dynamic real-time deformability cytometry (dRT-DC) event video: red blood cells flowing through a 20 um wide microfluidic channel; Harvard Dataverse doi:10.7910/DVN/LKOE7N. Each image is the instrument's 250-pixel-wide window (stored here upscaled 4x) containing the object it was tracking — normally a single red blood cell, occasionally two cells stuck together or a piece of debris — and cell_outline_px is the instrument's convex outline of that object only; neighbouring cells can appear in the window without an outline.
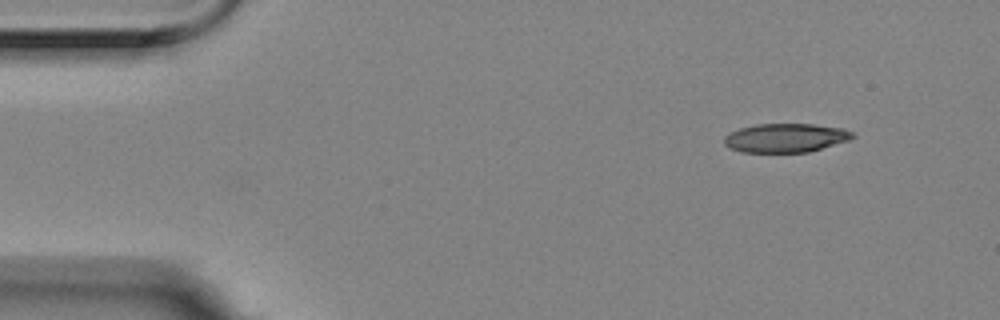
{"species": "Egyptian fruit bat (a non-hibernating species)", "species_latin": "Rousettus aegyptiacus", "temperature_condition": "room temperature", "stored_images_in_passage": 5, "camera_frame_rate_fps": 3000, "um_per_image_px": 0.085, "animal": {"sex": "female"}, "frame": {"image": 1, "passage_image": 1, "time_ms": 0.0, "image_size_px": [1000, 320], "cell_outline_px": [[856, 136], [848, 140], [808, 152], [744, 152], [732, 148], [724, 144], [724, 136], [740, 128], [756, 124], [812, 124], [844, 128], [852, 132]], "centroid_in_image_um": [66.79, 11.71], "position_along_channel_um": 18.2, "area_um2": 21.39}}
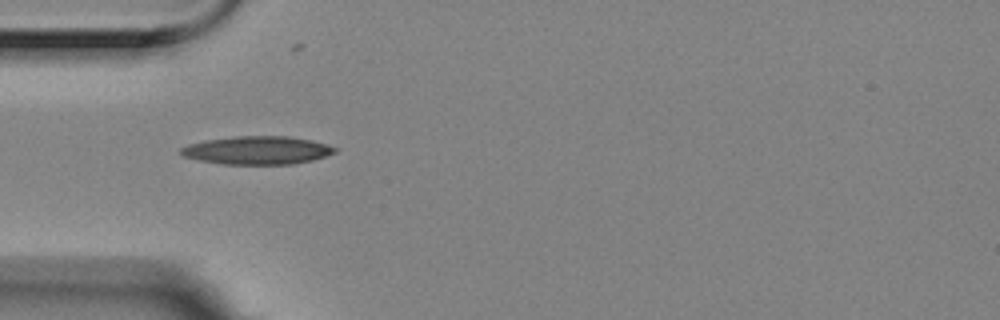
{"frame": {"image": 2, "passage_image": 4, "time_ms": 1.0, "image_size_px": [1000, 320], "cell_outline_px": [[336, 152], [312, 160], [292, 164], [224, 164], [200, 160], [184, 156], [180, 152], [180, 148], [188, 144], [204, 140], [236, 136], [288, 136], [312, 140], [328, 144], [336, 148]], "centroid_in_image_um": [21.87, 12.76], "position_along_channel_um": 63.1, "area_um2": 25.2}}
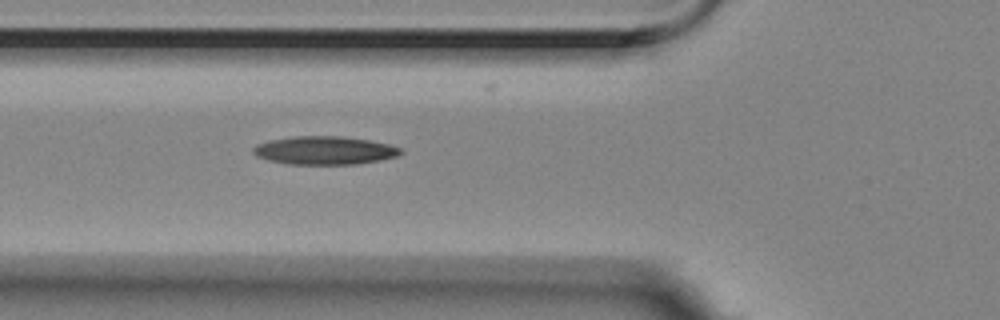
{"frame": {"image": 3, "passage_image": 5, "time_ms": 1.333, "image_size_px": [1000, 320], "cell_outline_px": [[404, 152], [396, 156], [380, 160], [356, 164], [288, 164], [268, 160], [256, 156], [252, 152], [252, 148], [256, 144], [268, 140], [296, 136], [340, 136], [368, 140], [388, 144], [400, 148]], "centroid_in_image_um": [27.55, 12.78], "position_along_channel_um": 98.3, "area_um2": 24.28}}